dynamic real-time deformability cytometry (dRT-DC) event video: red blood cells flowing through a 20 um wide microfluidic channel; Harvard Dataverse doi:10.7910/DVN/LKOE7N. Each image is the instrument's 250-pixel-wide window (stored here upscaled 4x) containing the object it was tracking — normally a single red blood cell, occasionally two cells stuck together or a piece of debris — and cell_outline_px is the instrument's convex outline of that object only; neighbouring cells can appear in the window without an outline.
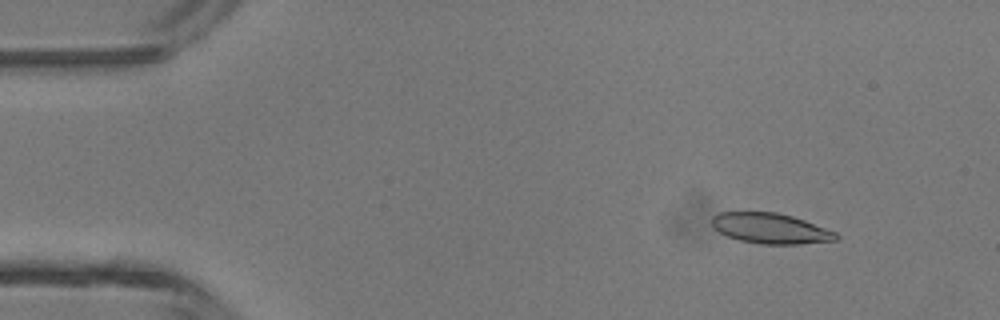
{"species": "common noctule bat (a hibernating species)", "species_latin": "Nyctalus noctula", "temperature_condition": "room temperature", "stored_images_in_passage": 5, "camera_frame_rate_fps": 3000, "um_per_image_px": 0.085, "animal": {"sex": "male", "body_mass_g": 13.3}, "frame": {"image": 1, "passage_image": 2, "time_ms": 0.333, "image_size_px": [1000, 320], "cell_outline_px": [[840, 236], [836, 240], [800, 244], [760, 244], [740, 240], [728, 236], [712, 228], [712, 216], [720, 212], [776, 212], [792, 216], [804, 220], [836, 232]], "centroid_in_image_um": [65.49, 19.41], "position_along_channel_um": 19.5, "area_um2": 21.96}}
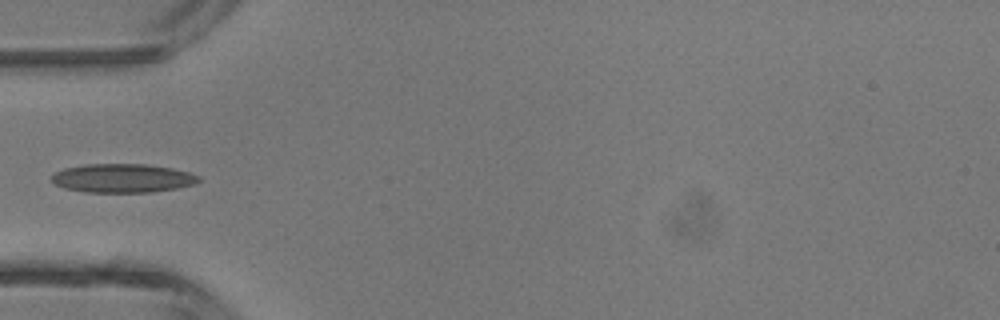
{"frame": {"image": 2, "passage_image": 5, "time_ms": 1.333, "image_size_px": [1000, 320], "cell_outline_px": [[200, 180], [196, 184], [176, 188], [152, 192], [84, 192], [64, 188], [56, 184], [52, 180], [52, 176], [56, 172], [64, 168], [84, 164], [144, 164], [172, 168], [188, 172], [200, 176]], "centroid_in_image_um": [10.43, 15.14], "position_along_channel_um": 74.6, "area_um2": 24.62}}